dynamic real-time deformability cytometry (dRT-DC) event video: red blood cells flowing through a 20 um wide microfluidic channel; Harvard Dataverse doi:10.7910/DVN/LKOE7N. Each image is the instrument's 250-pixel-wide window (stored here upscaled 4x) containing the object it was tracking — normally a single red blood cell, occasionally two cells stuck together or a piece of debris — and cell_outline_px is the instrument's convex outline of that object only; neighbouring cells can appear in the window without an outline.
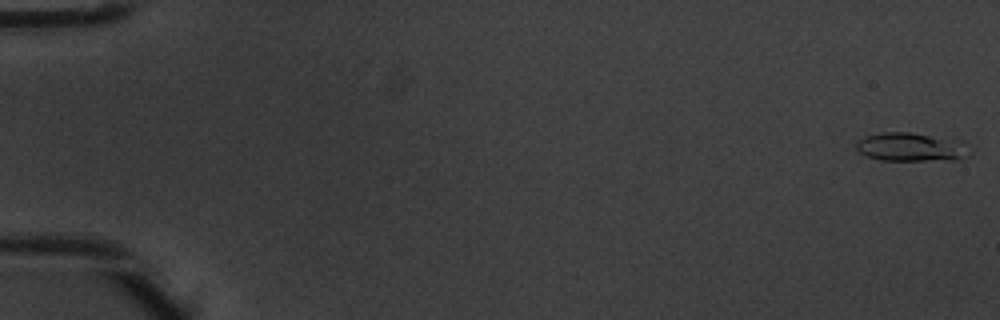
{"species": "common noctule bat (a hibernating species)", "species_latin": "Nyctalus noctula", "temperature_condition": "warm", "stored_images_in_passage": 6, "segment_of_instrument_passage": [2, 2], "camera_frame_rate_fps": 3000, "um_per_image_px": 0.085, "animal": {"sex": "male", "body_mass_g": 20.1, "forearm_length_mm": 53.5}, "frame": {"image": 1, "passage_image": 6, "time_ms": 1.667, "image_size_px": [1000, 320], "cell_outline_px": [[968, 156], [952, 160], [880, 160], [868, 156], [860, 152], [856, 148], [856, 140], [864, 136], [880, 132], [912, 132], [964, 140], [968, 144]], "centroid_in_image_um": [77.47, 12.48], "position_along_channel_um": 7.5, "area_um2": 19.25}}